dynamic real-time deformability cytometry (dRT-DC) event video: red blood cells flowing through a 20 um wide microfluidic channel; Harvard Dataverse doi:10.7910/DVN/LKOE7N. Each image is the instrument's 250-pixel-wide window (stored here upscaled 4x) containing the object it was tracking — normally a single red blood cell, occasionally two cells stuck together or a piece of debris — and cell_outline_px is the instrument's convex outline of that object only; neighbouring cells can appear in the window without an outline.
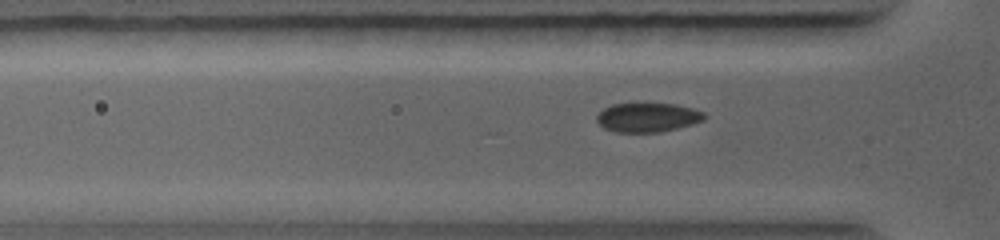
{"species": "common noctule bat (a hibernating species)", "species_latin": "Nyctalus noctula", "temperature_condition": "warm", "stored_images_in_passage": 18, "camera_frame_rate_fps": 5000, "um_per_image_px": 0.085, "animal": {"sex": "female", "body_mass_g": 19.0, "forearm_length_mm": 56.7}, "frame": {"image": 1, "passage_image": 3, "time_ms": 0.6, "image_size_px": [1000, 240], "cell_outline_px": [[708, 116], [704, 120], [692, 124], [660, 132], [616, 132], [604, 128], [596, 120], [596, 116], [604, 108], [612, 104], [676, 104], [692, 108], [704, 112]], "centroid_in_image_um": [55.07, 9.98], "position_along_channel_um": 70.7, "area_um2": 18.21}}
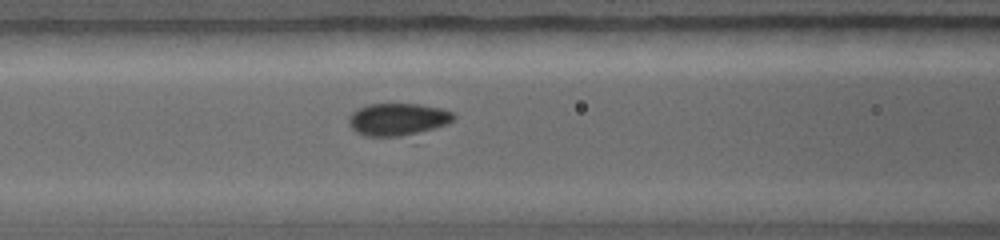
{"frame": {"image": 2, "passage_image": 7, "time_ms": 1.8, "image_size_px": [1000, 240], "cell_outline_px": [[456, 116], [448, 124], [400, 136], [364, 136], [356, 132], [348, 124], [348, 116], [352, 112], [368, 104], [420, 104], [440, 108], [452, 112]], "centroid_in_image_um": [33.77, 10.13], "position_along_channel_um": 132.8, "area_um2": 19.54}}
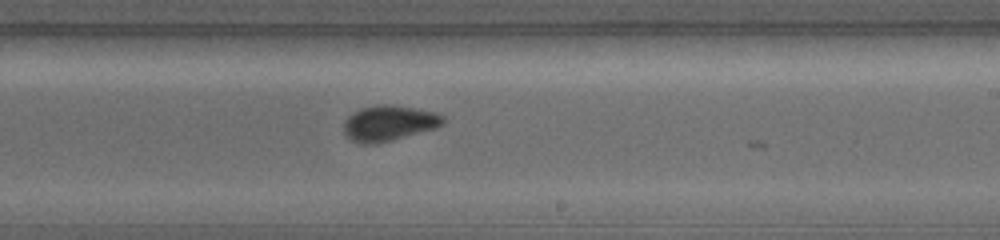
{"frame": {"image": 3, "passage_image": 17, "time_ms": 4.2, "image_size_px": [1000, 240], "cell_outline_px": [[448, 120], [444, 124], [436, 128], [376, 144], [360, 144], [352, 140], [344, 132], [344, 120], [352, 112], [360, 108], [380, 104], [388, 104], [436, 112], [444, 116]], "centroid_in_image_um": [33.07, 10.46], "position_along_channel_um": 255.9, "area_um2": 20.63}}